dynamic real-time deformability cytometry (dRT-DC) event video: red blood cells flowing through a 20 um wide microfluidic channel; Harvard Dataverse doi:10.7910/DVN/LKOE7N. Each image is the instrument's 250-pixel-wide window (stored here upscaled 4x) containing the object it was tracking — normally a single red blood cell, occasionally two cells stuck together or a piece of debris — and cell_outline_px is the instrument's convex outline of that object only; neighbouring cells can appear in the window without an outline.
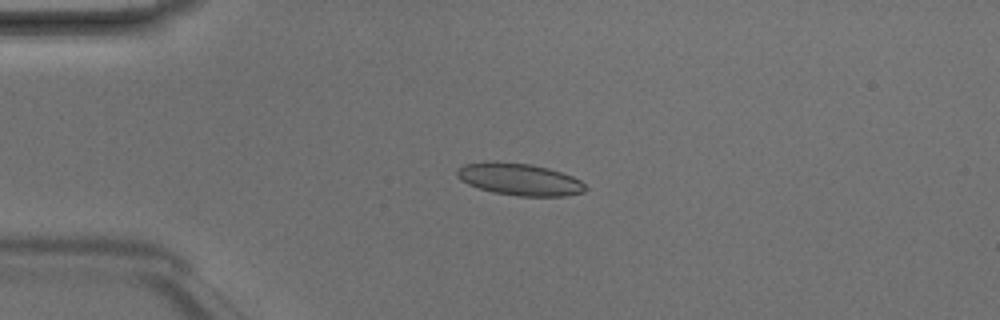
{"species": "Egyptian fruit bat (a non-hibernating species)", "species_latin": "Rousettus aegyptiacus", "temperature_condition": "room temperature", "stored_images_in_passage": 2, "camera_frame_rate_fps": 3000, "um_per_image_px": 0.085, "animal": {"sex": "male"}, "frame": {"image": 1, "passage_image": 1, "time_ms": 0.0, "image_size_px": [1000, 320], "cell_outline_px": [[588, 188], [584, 192], [564, 196], [520, 196], [492, 192], [468, 184], [460, 180], [456, 176], [456, 168], [464, 164], [488, 160], [492, 160], [532, 164], [548, 168], [572, 176], [580, 180]], "centroid_in_image_um": [44.11, 15.22], "position_along_channel_um": 40.9, "area_um2": 24.28}}